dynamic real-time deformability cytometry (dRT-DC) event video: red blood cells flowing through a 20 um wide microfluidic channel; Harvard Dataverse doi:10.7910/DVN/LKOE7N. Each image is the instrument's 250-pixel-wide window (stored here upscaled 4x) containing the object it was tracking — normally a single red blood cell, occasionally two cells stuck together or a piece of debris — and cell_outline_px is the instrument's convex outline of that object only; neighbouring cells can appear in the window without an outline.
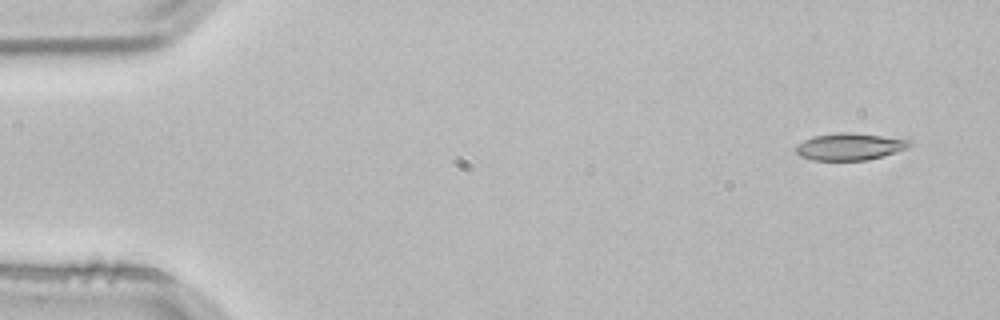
{"species": "common noctule bat (a hibernating species)", "species_latin": "Nyctalus noctula", "temperature_condition": "room temperature", "stored_images_in_passage": 3, "camera_frame_rate_fps": 3000, "um_per_image_px": 0.085, "animal": {"sex": "male", "body_mass_g": 21.5, "forearm_length_mm": 52.0}, "frame": {"image": 1, "passage_image": 1, "time_ms": 0.0, "image_size_px": [1000, 320], "cell_outline_px": [[912, 144], [908, 148], [896, 152], [868, 160], [812, 160], [800, 156], [796, 152], [796, 144], [812, 136], [836, 132], [848, 132], [912, 140]], "centroid_in_image_um": [72.2, 12.46], "position_along_channel_um": 12.8, "area_um2": 17.92}}